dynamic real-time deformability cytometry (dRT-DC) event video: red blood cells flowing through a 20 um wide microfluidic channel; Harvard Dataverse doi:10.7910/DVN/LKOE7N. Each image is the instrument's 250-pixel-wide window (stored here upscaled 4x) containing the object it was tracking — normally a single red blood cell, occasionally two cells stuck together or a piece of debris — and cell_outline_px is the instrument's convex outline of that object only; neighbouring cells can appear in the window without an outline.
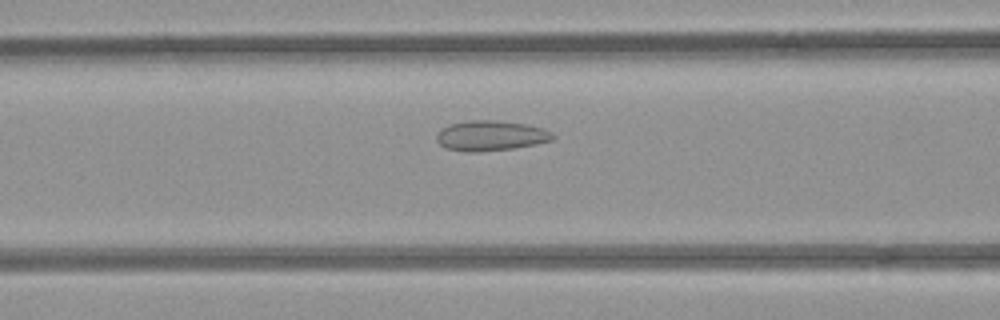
{"species": "common noctule bat (a hibernating species)", "species_latin": "Nyctalus noctula", "temperature_condition": "room temperature", "stored_images_in_passage": 27, "camera_frame_rate_fps": 3000, "um_per_image_px": 0.085, "animal": {"sex": "female", "body_mass_g": 21.9}, "frame": {"image": 1, "passage_image": 5, "time_ms": 1.333, "image_size_px": [1000, 320], "cell_outline_px": [[556, 136], [552, 140], [536, 144], [512, 148], [476, 152], [464, 152], [448, 148], [440, 144], [436, 140], [436, 136], [440, 128], [448, 124], [468, 120], [496, 120], [528, 124], [544, 128], [552, 132]], "centroid_in_image_um": [41.71, 11.52], "position_along_channel_um": 124.9, "area_um2": 20.63}}
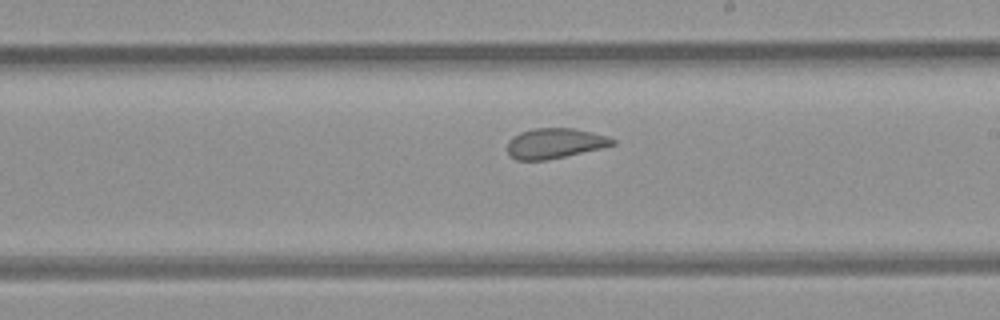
{"frame": {"image": 2, "passage_image": 14, "time_ms": 4.333, "image_size_px": [1000, 320], "cell_outline_px": [[616, 144], [600, 148], [564, 156], [544, 160], [516, 160], [508, 152], [508, 140], [512, 136], [520, 132], [532, 128], [572, 128], [608, 136], [616, 140]], "centroid_in_image_um": [47.14, 12.17], "position_along_channel_um": 241.9, "area_um2": 18.32}}
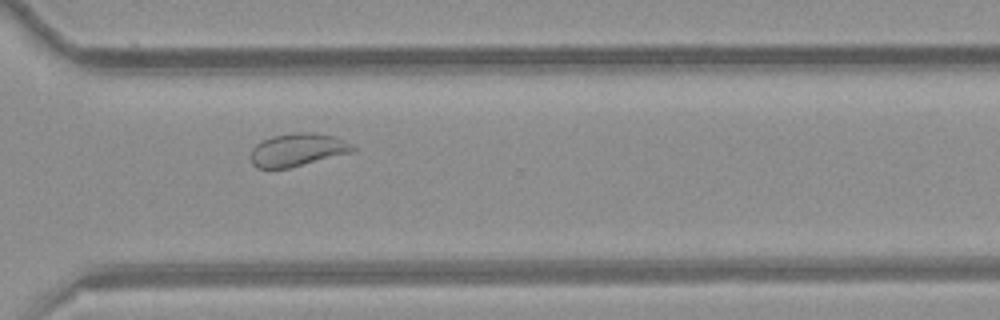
{"frame": {"image": 3, "passage_image": 22, "time_ms": 7.0, "image_size_px": [1000, 320], "cell_outline_px": [[356, 148], [352, 152], [288, 168], [256, 168], [252, 164], [252, 148], [256, 144], [272, 136], [292, 132], [316, 132], [336, 136], [352, 144]], "centroid_in_image_um": [25.31, 12.71], "position_along_channel_um": 345.3, "area_um2": 19.54}}